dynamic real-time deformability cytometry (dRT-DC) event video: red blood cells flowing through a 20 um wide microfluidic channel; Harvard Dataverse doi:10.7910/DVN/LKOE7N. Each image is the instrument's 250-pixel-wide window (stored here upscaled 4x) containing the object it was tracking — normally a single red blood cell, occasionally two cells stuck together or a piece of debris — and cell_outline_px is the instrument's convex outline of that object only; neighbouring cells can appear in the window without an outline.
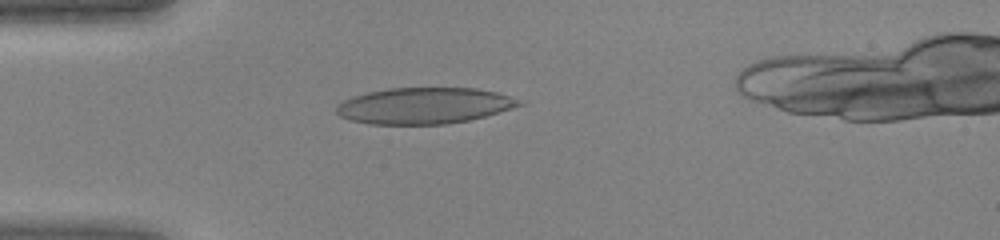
{"species": "human", "species_latin": "Homo sapiens", "temperature_condition": "warm", "stored_images_in_passage": 44, "camera_frame_rate_fps": 3000, "um_per_image_px": 0.085, "donor": {"sex": "female"}, "frame": {"image": 1, "passage_image": 12, "time_ms": 3.667, "image_size_px": [1000, 240], "cell_outline_px": [[528, 100], [524, 104], [512, 108], [484, 116], [468, 120], [448, 124], [368, 124], [348, 120], [340, 116], [336, 112], [336, 104], [352, 96], [368, 92], [388, 88], [476, 88], [496, 92]], "centroid_in_image_um": [36.07, 8.98], "position_along_channel_um": 48.9, "area_um2": 38.9}}
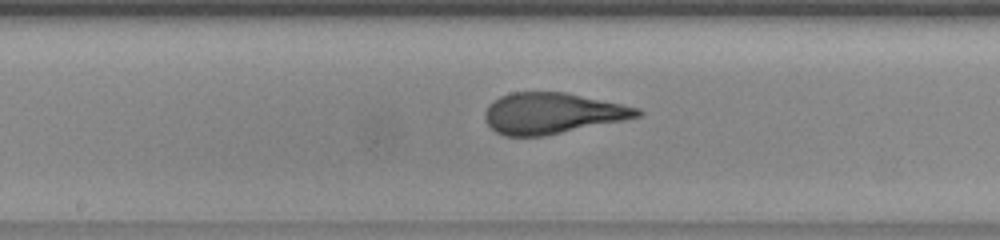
{"frame": {"image": 2, "passage_image": 23, "time_ms": 7.333, "image_size_px": [1000, 240], "cell_outline_px": [[644, 112], [640, 116], [624, 120], [544, 136], [504, 136], [496, 132], [484, 120], [484, 112], [488, 104], [500, 96], [512, 92], [564, 92], [640, 108]], "centroid_in_image_um": [46.91, 9.63], "position_along_channel_um": 201.3, "area_um2": 36.3}}
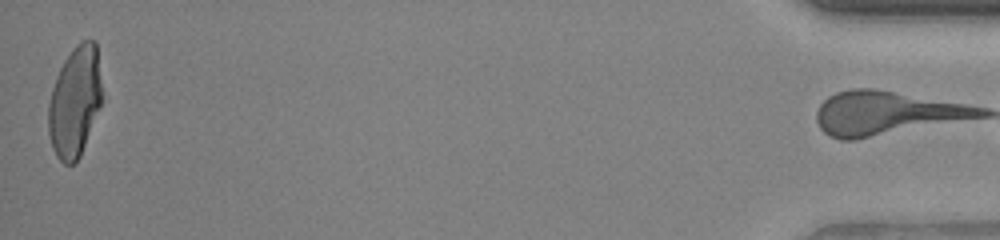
{"frame": {"image": 3, "passage_image": 44, "time_ms": 14.333, "image_size_px": [1000, 240], "cell_outline_px": [[100, 104], [80, 156], [72, 164], [64, 164], [56, 156], [52, 148], [48, 132], [48, 104], [52, 88], [56, 76], [64, 60], [76, 44], [80, 40], [92, 40], [96, 44], [100, 80]], "centroid_in_image_um": [6.32, 8.65], "position_along_channel_um": 428.9, "area_um2": 33.93}}